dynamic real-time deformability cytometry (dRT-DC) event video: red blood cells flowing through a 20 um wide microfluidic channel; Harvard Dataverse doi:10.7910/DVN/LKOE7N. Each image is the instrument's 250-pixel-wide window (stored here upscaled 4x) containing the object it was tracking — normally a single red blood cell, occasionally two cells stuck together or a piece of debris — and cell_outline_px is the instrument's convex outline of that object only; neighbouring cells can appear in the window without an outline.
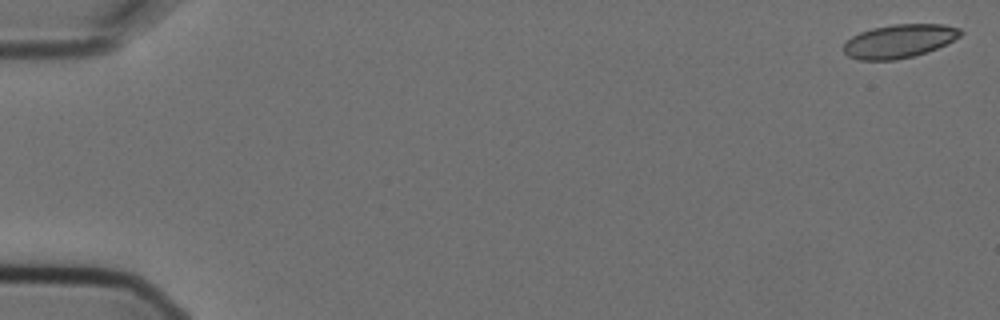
{"species": "Egyptian fruit bat (a non-hibernating species)", "species_latin": "Rousettus aegyptiacus", "temperature_condition": "cold", "stored_images_in_passage": 7, "camera_frame_rate_fps": 3000, "um_per_image_px": 0.085, "animal": {"sex": "female"}, "frame": {"image": 1, "passage_image": 1, "time_ms": 0.0, "image_size_px": [1000, 320], "cell_outline_px": [[964, 32], [960, 36], [936, 48], [912, 56], [896, 60], [860, 60], [848, 56], [844, 52], [844, 44], [852, 36], [860, 32], [872, 28], [892, 24], [944, 24], [960, 28]], "centroid_in_image_um": [76.42, 3.48], "position_along_channel_um": 8.6, "area_um2": 22.66}}
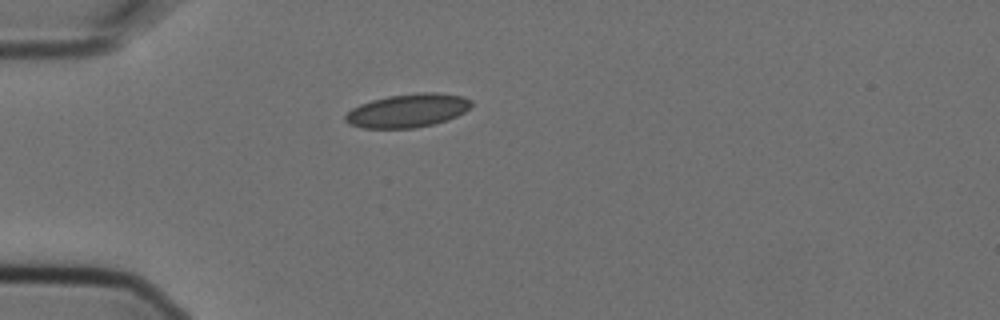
{"frame": {"image": 2, "passage_image": 5, "time_ms": 1.333, "image_size_px": [1000, 320], "cell_outline_px": [[472, 104], [464, 112], [448, 120], [416, 128], [360, 128], [348, 124], [344, 120], [344, 116], [352, 108], [360, 104], [372, 100], [388, 96], [420, 92], [436, 92], [464, 96], [472, 100]], "centroid_in_image_um": [34.64, 9.4], "position_along_channel_um": 50.4, "area_um2": 24.74}}
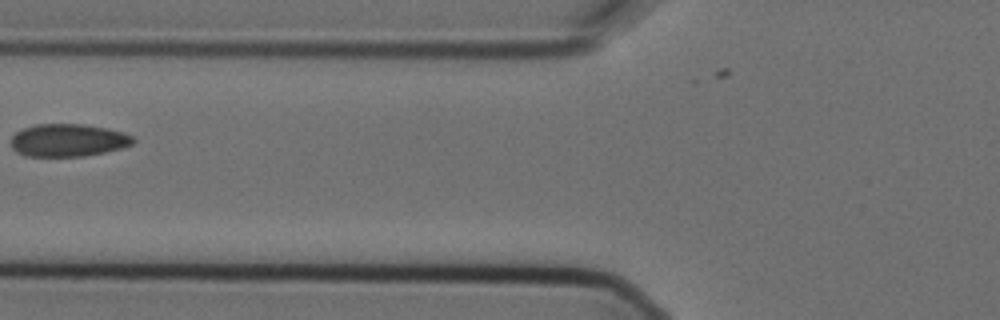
{"frame": {"image": 3, "passage_image": 7, "time_ms": 2.0, "image_size_px": [1000, 320], "cell_outline_px": [[136, 140], [132, 144], [120, 148], [104, 152], [84, 156], [24, 156], [16, 152], [12, 148], [12, 136], [16, 132], [24, 128], [36, 124], [80, 124], [108, 128], [124, 132], [132, 136]], "centroid_in_image_um": [5.79, 11.92], "position_along_channel_um": 120.0, "area_um2": 23.24}}